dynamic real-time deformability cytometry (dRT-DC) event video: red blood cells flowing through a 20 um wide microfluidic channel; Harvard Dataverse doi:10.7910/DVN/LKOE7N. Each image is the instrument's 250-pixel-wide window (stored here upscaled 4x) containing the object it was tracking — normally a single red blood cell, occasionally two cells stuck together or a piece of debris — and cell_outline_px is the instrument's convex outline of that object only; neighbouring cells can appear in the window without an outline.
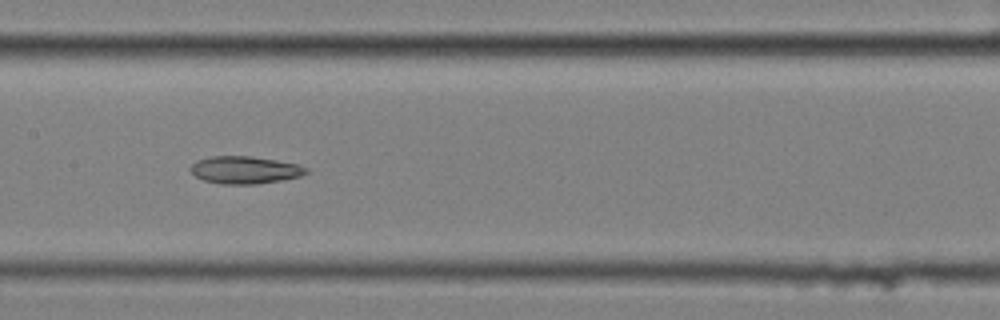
{"species": "common noctule bat (a hibernating species)", "species_latin": "Nyctalus noctula", "temperature_condition": "cold", "stored_images_in_passage": 9, "camera_frame_rate_fps": 3000, "um_per_image_px": 0.085, "animal": {"sex": "female", "body_mass_g": 25.1}, "frame": {"image": 1, "passage_image": 8, "time_ms": 2.333, "image_size_px": [1000, 320], "cell_outline_px": [[308, 172], [300, 176], [280, 180], [256, 184], [220, 184], [204, 180], [196, 176], [188, 168], [196, 160], [212, 156], [252, 156], [276, 160], [296, 164], [308, 168]], "centroid_in_image_um": [20.78, 14.44], "position_along_channel_um": 186.6, "area_um2": 18.44}}